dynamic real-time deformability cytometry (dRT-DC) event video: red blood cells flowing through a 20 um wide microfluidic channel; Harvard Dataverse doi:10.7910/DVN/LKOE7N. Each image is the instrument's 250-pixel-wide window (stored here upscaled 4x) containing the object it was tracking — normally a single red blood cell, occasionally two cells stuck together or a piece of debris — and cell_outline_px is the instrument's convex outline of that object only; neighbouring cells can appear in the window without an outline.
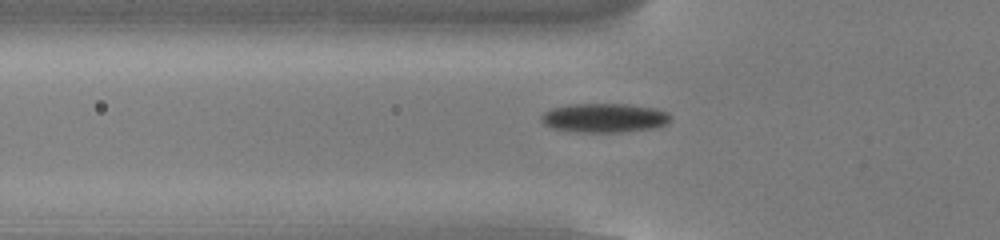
{"species": "common noctule bat (a hibernating species)", "species_latin": "Nyctalus noctula", "temperature_condition": "cold", "stored_images_in_passage": 48, "camera_frame_rate_fps": 3000, "um_per_image_px": 0.085, "animal": {"sex": "male", "body_mass_g": 13.0, "forearm_length_mm": 53.1}, "frame": {"image": 1, "passage_image": 12, "time_ms": 3.667, "image_size_px": [1000, 240], "cell_outline_px": [[668, 120], [664, 124], [652, 128], [620, 132], [576, 132], [552, 128], [544, 124], [540, 120], [540, 116], [544, 112], [552, 108], [568, 104], [624, 104], [652, 108], [668, 112]], "centroid_in_image_um": [51.27, 10.02], "position_along_channel_um": 74.5, "area_um2": 21.68}}
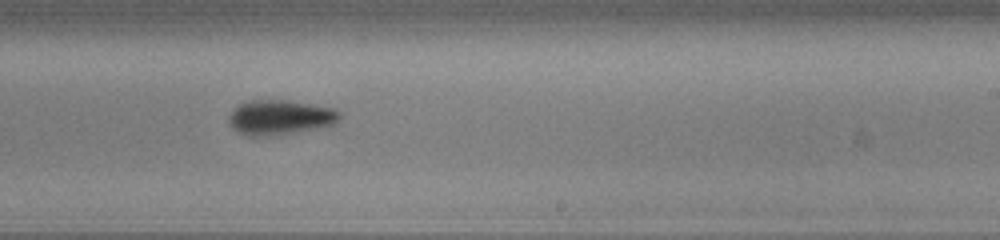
{"frame": {"image": 2, "passage_image": 27, "time_ms": 8.667, "image_size_px": [1000, 240], "cell_outline_px": [[340, 116], [332, 124], [316, 128], [280, 136], [248, 136], [236, 132], [228, 124], [228, 116], [240, 104], [248, 100], [284, 100], [332, 108], [340, 112]], "centroid_in_image_um": [23.72, 10.0], "position_along_channel_um": 265.3, "area_um2": 22.43}}
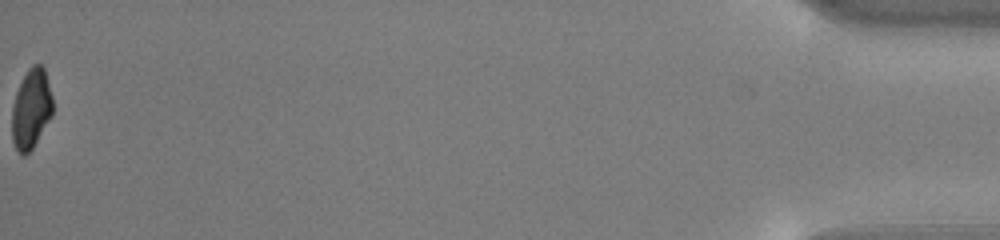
{"frame": {"image": 3, "passage_image": 48, "time_ms": 15.667, "image_size_px": [1000, 240], "cell_outline_px": [[52, 116], [32, 148], [24, 156], [20, 156], [12, 140], [12, 108], [16, 92], [28, 68], [32, 64], [40, 64], [44, 68], [52, 96]], "centroid_in_image_um": [2.64, 9.26], "position_along_channel_um": 432.6, "area_um2": 18.84}, "authors_computed_cell_mechanics": {"area_um2": 20.9236, "velocity_mm_per_s": 3.8131, "shape_relaxation_time_tau1_ms": 3.1558, "shape_relaxation_time_tau2_ms": null, "deformation_change_tau1": 0.1125, "deformation_change_tau2": null}}